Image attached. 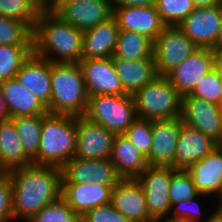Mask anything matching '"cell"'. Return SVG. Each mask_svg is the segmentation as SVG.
Masks as SVG:
<instances>
[{"label": "cell", "mask_w": 222, "mask_h": 222, "mask_svg": "<svg viewBox=\"0 0 222 222\" xmlns=\"http://www.w3.org/2000/svg\"><path fill=\"white\" fill-rule=\"evenodd\" d=\"M12 182L14 220L27 222L44 206L62 197V170L30 164L8 172Z\"/></svg>", "instance_id": "obj_1"}, {"label": "cell", "mask_w": 222, "mask_h": 222, "mask_svg": "<svg viewBox=\"0 0 222 222\" xmlns=\"http://www.w3.org/2000/svg\"><path fill=\"white\" fill-rule=\"evenodd\" d=\"M83 31L63 21L53 11H41L33 28V53L52 63H79Z\"/></svg>", "instance_id": "obj_2"}, {"label": "cell", "mask_w": 222, "mask_h": 222, "mask_svg": "<svg viewBox=\"0 0 222 222\" xmlns=\"http://www.w3.org/2000/svg\"><path fill=\"white\" fill-rule=\"evenodd\" d=\"M76 144V116L52 113L42 115L38 165L61 168L74 157Z\"/></svg>", "instance_id": "obj_3"}, {"label": "cell", "mask_w": 222, "mask_h": 222, "mask_svg": "<svg viewBox=\"0 0 222 222\" xmlns=\"http://www.w3.org/2000/svg\"><path fill=\"white\" fill-rule=\"evenodd\" d=\"M48 113L84 116L88 93L79 63H52Z\"/></svg>", "instance_id": "obj_4"}, {"label": "cell", "mask_w": 222, "mask_h": 222, "mask_svg": "<svg viewBox=\"0 0 222 222\" xmlns=\"http://www.w3.org/2000/svg\"><path fill=\"white\" fill-rule=\"evenodd\" d=\"M137 118L170 120L181 117L182 96L167 79L157 76L134 95Z\"/></svg>", "instance_id": "obj_5"}, {"label": "cell", "mask_w": 222, "mask_h": 222, "mask_svg": "<svg viewBox=\"0 0 222 222\" xmlns=\"http://www.w3.org/2000/svg\"><path fill=\"white\" fill-rule=\"evenodd\" d=\"M84 117L122 135L137 119L133 95L90 96Z\"/></svg>", "instance_id": "obj_6"}, {"label": "cell", "mask_w": 222, "mask_h": 222, "mask_svg": "<svg viewBox=\"0 0 222 222\" xmlns=\"http://www.w3.org/2000/svg\"><path fill=\"white\" fill-rule=\"evenodd\" d=\"M196 48L198 47L178 26H166L153 45L158 76H166Z\"/></svg>", "instance_id": "obj_7"}, {"label": "cell", "mask_w": 222, "mask_h": 222, "mask_svg": "<svg viewBox=\"0 0 222 222\" xmlns=\"http://www.w3.org/2000/svg\"><path fill=\"white\" fill-rule=\"evenodd\" d=\"M176 171L173 167L148 166L135 178L144 191L148 212L154 220L167 218L171 207L169 188Z\"/></svg>", "instance_id": "obj_8"}, {"label": "cell", "mask_w": 222, "mask_h": 222, "mask_svg": "<svg viewBox=\"0 0 222 222\" xmlns=\"http://www.w3.org/2000/svg\"><path fill=\"white\" fill-rule=\"evenodd\" d=\"M181 119L183 124L199 130L218 145L222 141V108L214 103L192 97L182 96Z\"/></svg>", "instance_id": "obj_9"}, {"label": "cell", "mask_w": 222, "mask_h": 222, "mask_svg": "<svg viewBox=\"0 0 222 222\" xmlns=\"http://www.w3.org/2000/svg\"><path fill=\"white\" fill-rule=\"evenodd\" d=\"M217 53L210 48H196L166 77L181 96L190 94L204 75L214 69Z\"/></svg>", "instance_id": "obj_10"}, {"label": "cell", "mask_w": 222, "mask_h": 222, "mask_svg": "<svg viewBox=\"0 0 222 222\" xmlns=\"http://www.w3.org/2000/svg\"><path fill=\"white\" fill-rule=\"evenodd\" d=\"M53 12L81 31L94 28L113 17L111 0L61 2Z\"/></svg>", "instance_id": "obj_11"}, {"label": "cell", "mask_w": 222, "mask_h": 222, "mask_svg": "<svg viewBox=\"0 0 222 222\" xmlns=\"http://www.w3.org/2000/svg\"><path fill=\"white\" fill-rule=\"evenodd\" d=\"M221 24V5L195 8L179 25L198 48L216 52V42Z\"/></svg>", "instance_id": "obj_12"}, {"label": "cell", "mask_w": 222, "mask_h": 222, "mask_svg": "<svg viewBox=\"0 0 222 222\" xmlns=\"http://www.w3.org/2000/svg\"><path fill=\"white\" fill-rule=\"evenodd\" d=\"M115 134L104 126L77 117V144L74 157L88 160L109 159Z\"/></svg>", "instance_id": "obj_13"}, {"label": "cell", "mask_w": 222, "mask_h": 222, "mask_svg": "<svg viewBox=\"0 0 222 222\" xmlns=\"http://www.w3.org/2000/svg\"><path fill=\"white\" fill-rule=\"evenodd\" d=\"M61 170L62 183L116 185L122 179L110 159L88 160L73 157Z\"/></svg>", "instance_id": "obj_14"}, {"label": "cell", "mask_w": 222, "mask_h": 222, "mask_svg": "<svg viewBox=\"0 0 222 222\" xmlns=\"http://www.w3.org/2000/svg\"><path fill=\"white\" fill-rule=\"evenodd\" d=\"M88 96L124 95L121 80L116 73L113 57L80 60Z\"/></svg>", "instance_id": "obj_15"}, {"label": "cell", "mask_w": 222, "mask_h": 222, "mask_svg": "<svg viewBox=\"0 0 222 222\" xmlns=\"http://www.w3.org/2000/svg\"><path fill=\"white\" fill-rule=\"evenodd\" d=\"M183 125L181 117L153 120L152 147L146 158L148 166L173 167L178 138Z\"/></svg>", "instance_id": "obj_16"}, {"label": "cell", "mask_w": 222, "mask_h": 222, "mask_svg": "<svg viewBox=\"0 0 222 222\" xmlns=\"http://www.w3.org/2000/svg\"><path fill=\"white\" fill-rule=\"evenodd\" d=\"M112 206L131 222H153L140 183L135 178H122L111 193Z\"/></svg>", "instance_id": "obj_17"}, {"label": "cell", "mask_w": 222, "mask_h": 222, "mask_svg": "<svg viewBox=\"0 0 222 222\" xmlns=\"http://www.w3.org/2000/svg\"><path fill=\"white\" fill-rule=\"evenodd\" d=\"M51 68V61L32 52L15 76L20 85L31 91L46 108L51 100Z\"/></svg>", "instance_id": "obj_18"}, {"label": "cell", "mask_w": 222, "mask_h": 222, "mask_svg": "<svg viewBox=\"0 0 222 222\" xmlns=\"http://www.w3.org/2000/svg\"><path fill=\"white\" fill-rule=\"evenodd\" d=\"M113 17L117 20L119 30L140 33L153 42L166 27L155 6L114 8Z\"/></svg>", "instance_id": "obj_19"}, {"label": "cell", "mask_w": 222, "mask_h": 222, "mask_svg": "<svg viewBox=\"0 0 222 222\" xmlns=\"http://www.w3.org/2000/svg\"><path fill=\"white\" fill-rule=\"evenodd\" d=\"M115 185L98 183H62V198L81 216L89 210L111 203L112 188Z\"/></svg>", "instance_id": "obj_20"}, {"label": "cell", "mask_w": 222, "mask_h": 222, "mask_svg": "<svg viewBox=\"0 0 222 222\" xmlns=\"http://www.w3.org/2000/svg\"><path fill=\"white\" fill-rule=\"evenodd\" d=\"M219 145L199 130L185 124L181 127L175 153V169L187 170L195 162L206 157Z\"/></svg>", "instance_id": "obj_21"}, {"label": "cell", "mask_w": 222, "mask_h": 222, "mask_svg": "<svg viewBox=\"0 0 222 222\" xmlns=\"http://www.w3.org/2000/svg\"><path fill=\"white\" fill-rule=\"evenodd\" d=\"M186 171L200 194L217 198L222 188V147L218 146Z\"/></svg>", "instance_id": "obj_22"}, {"label": "cell", "mask_w": 222, "mask_h": 222, "mask_svg": "<svg viewBox=\"0 0 222 222\" xmlns=\"http://www.w3.org/2000/svg\"><path fill=\"white\" fill-rule=\"evenodd\" d=\"M118 33L119 27L114 17L94 28L83 31L81 60L113 57Z\"/></svg>", "instance_id": "obj_23"}, {"label": "cell", "mask_w": 222, "mask_h": 222, "mask_svg": "<svg viewBox=\"0 0 222 222\" xmlns=\"http://www.w3.org/2000/svg\"><path fill=\"white\" fill-rule=\"evenodd\" d=\"M0 86L10 118L48 113L47 108L39 99L20 85L16 78L2 81Z\"/></svg>", "instance_id": "obj_24"}, {"label": "cell", "mask_w": 222, "mask_h": 222, "mask_svg": "<svg viewBox=\"0 0 222 222\" xmlns=\"http://www.w3.org/2000/svg\"><path fill=\"white\" fill-rule=\"evenodd\" d=\"M113 60L116 73L126 94L134 95L158 76L154 57L138 60Z\"/></svg>", "instance_id": "obj_25"}, {"label": "cell", "mask_w": 222, "mask_h": 222, "mask_svg": "<svg viewBox=\"0 0 222 222\" xmlns=\"http://www.w3.org/2000/svg\"><path fill=\"white\" fill-rule=\"evenodd\" d=\"M122 178H136L148 163L136 147L123 135H115L109 158Z\"/></svg>", "instance_id": "obj_26"}, {"label": "cell", "mask_w": 222, "mask_h": 222, "mask_svg": "<svg viewBox=\"0 0 222 222\" xmlns=\"http://www.w3.org/2000/svg\"><path fill=\"white\" fill-rule=\"evenodd\" d=\"M0 161L8 172L33 164L24 152L11 118L0 121Z\"/></svg>", "instance_id": "obj_27"}, {"label": "cell", "mask_w": 222, "mask_h": 222, "mask_svg": "<svg viewBox=\"0 0 222 222\" xmlns=\"http://www.w3.org/2000/svg\"><path fill=\"white\" fill-rule=\"evenodd\" d=\"M154 42L140 33L119 30L113 59L138 60L154 57Z\"/></svg>", "instance_id": "obj_28"}, {"label": "cell", "mask_w": 222, "mask_h": 222, "mask_svg": "<svg viewBox=\"0 0 222 222\" xmlns=\"http://www.w3.org/2000/svg\"><path fill=\"white\" fill-rule=\"evenodd\" d=\"M19 135L25 154L38 165L42 115L18 116L11 118Z\"/></svg>", "instance_id": "obj_29"}, {"label": "cell", "mask_w": 222, "mask_h": 222, "mask_svg": "<svg viewBox=\"0 0 222 222\" xmlns=\"http://www.w3.org/2000/svg\"><path fill=\"white\" fill-rule=\"evenodd\" d=\"M32 52V45H0V82L15 78Z\"/></svg>", "instance_id": "obj_30"}, {"label": "cell", "mask_w": 222, "mask_h": 222, "mask_svg": "<svg viewBox=\"0 0 222 222\" xmlns=\"http://www.w3.org/2000/svg\"><path fill=\"white\" fill-rule=\"evenodd\" d=\"M32 36L26 23L0 15V45H32Z\"/></svg>", "instance_id": "obj_31"}, {"label": "cell", "mask_w": 222, "mask_h": 222, "mask_svg": "<svg viewBox=\"0 0 222 222\" xmlns=\"http://www.w3.org/2000/svg\"><path fill=\"white\" fill-rule=\"evenodd\" d=\"M155 8L166 26H178L196 7L193 0H155Z\"/></svg>", "instance_id": "obj_32"}, {"label": "cell", "mask_w": 222, "mask_h": 222, "mask_svg": "<svg viewBox=\"0 0 222 222\" xmlns=\"http://www.w3.org/2000/svg\"><path fill=\"white\" fill-rule=\"evenodd\" d=\"M40 12L31 0H0V15L20 20L32 30Z\"/></svg>", "instance_id": "obj_33"}, {"label": "cell", "mask_w": 222, "mask_h": 222, "mask_svg": "<svg viewBox=\"0 0 222 222\" xmlns=\"http://www.w3.org/2000/svg\"><path fill=\"white\" fill-rule=\"evenodd\" d=\"M27 222H82V216L75 212L61 197L44 206Z\"/></svg>", "instance_id": "obj_34"}, {"label": "cell", "mask_w": 222, "mask_h": 222, "mask_svg": "<svg viewBox=\"0 0 222 222\" xmlns=\"http://www.w3.org/2000/svg\"><path fill=\"white\" fill-rule=\"evenodd\" d=\"M152 128L153 120L137 118L122 135L147 158L153 143Z\"/></svg>", "instance_id": "obj_35"}, {"label": "cell", "mask_w": 222, "mask_h": 222, "mask_svg": "<svg viewBox=\"0 0 222 222\" xmlns=\"http://www.w3.org/2000/svg\"><path fill=\"white\" fill-rule=\"evenodd\" d=\"M198 194L191 175L186 170H177L172 175L169 188L170 204L189 200Z\"/></svg>", "instance_id": "obj_36"}, {"label": "cell", "mask_w": 222, "mask_h": 222, "mask_svg": "<svg viewBox=\"0 0 222 222\" xmlns=\"http://www.w3.org/2000/svg\"><path fill=\"white\" fill-rule=\"evenodd\" d=\"M206 196L207 195L199 193L189 200L171 204L167 218L183 222H203L206 218L202 219V207L197 200L199 197L202 198Z\"/></svg>", "instance_id": "obj_37"}, {"label": "cell", "mask_w": 222, "mask_h": 222, "mask_svg": "<svg viewBox=\"0 0 222 222\" xmlns=\"http://www.w3.org/2000/svg\"><path fill=\"white\" fill-rule=\"evenodd\" d=\"M221 86L222 81L218 72L214 68L208 74L203 76L201 81L189 95L219 105Z\"/></svg>", "instance_id": "obj_38"}, {"label": "cell", "mask_w": 222, "mask_h": 222, "mask_svg": "<svg viewBox=\"0 0 222 222\" xmlns=\"http://www.w3.org/2000/svg\"><path fill=\"white\" fill-rule=\"evenodd\" d=\"M82 222H131L119 213L111 203L97 206L82 216Z\"/></svg>", "instance_id": "obj_39"}, {"label": "cell", "mask_w": 222, "mask_h": 222, "mask_svg": "<svg viewBox=\"0 0 222 222\" xmlns=\"http://www.w3.org/2000/svg\"><path fill=\"white\" fill-rule=\"evenodd\" d=\"M12 182L9 174L0 176V222H12Z\"/></svg>", "instance_id": "obj_40"}, {"label": "cell", "mask_w": 222, "mask_h": 222, "mask_svg": "<svg viewBox=\"0 0 222 222\" xmlns=\"http://www.w3.org/2000/svg\"><path fill=\"white\" fill-rule=\"evenodd\" d=\"M112 9L118 7H146L155 6V0H111Z\"/></svg>", "instance_id": "obj_41"}, {"label": "cell", "mask_w": 222, "mask_h": 222, "mask_svg": "<svg viewBox=\"0 0 222 222\" xmlns=\"http://www.w3.org/2000/svg\"><path fill=\"white\" fill-rule=\"evenodd\" d=\"M63 0H38L41 11H53Z\"/></svg>", "instance_id": "obj_42"}, {"label": "cell", "mask_w": 222, "mask_h": 222, "mask_svg": "<svg viewBox=\"0 0 222 222\" xmlns=\"http://www.w3.org/2000/svg\"><path fill=\"white\" fill-rule=\"evenodd\" d=\"M193 3L196 8H206L221 5L222 0H193Z\"/></svg>", "instance_id": "obj_43"}, {"label": "cell", "mask_w": 222, "mask_h": 222, "mask_svg": "<svg viewBox=\"0 0 222 222\" xmlns=\"http://www.w3.org/2000/svg\"><path fill=\"white\" fill-rule=\"evenodd\" d=\"M10 119L9 112L7 110L5 100L3 97V92L0 86V121Z\"/></svg>", "instance_id": "obj_44"}, {"label": "cell", "mask_w": 222, "mask_h": 222, "mask_svg": "<svg viewBox=\"0 0 222 222\" xmlns=\"http://www.w3.org/2000/svg\"><path fill=\"white\" fill-rule=\"evenodd\" d=\"M213 211L211 216L207 215L208 217L203 222H222V208L216 206V209Z\"/></svg>", "instance_id": "obj_45"}, {"label": "cell", "mask_w": 222, "mask_h": 222, "mask_svg": "<svg viewBox=\"0 0 222 222\" xmlns=\"http://www.w3.org/2000/svg\"><path fill=\"white\" fill-rule=\"evenodd\" d=\"M216 53L217 54L222 53V4H221V24L216 42Z\"/></svg>", "instance_id": "obj_46"}, {"label": "cell", "mask_w": 222, "mask_h": 222, "mask_svg": "<svg viewBox=\"0 0 222 222\" xmlns=\"http://www.w3.org/2000/svg\"><path fill=\"white\" fill-rule=\"evenodd\" d=\"M214 68L219 74V77L222 81V53L217 54L216 60H215V65Z\"/></svg>", "instance_id": "obj_47"}, {"label": "cell", "mask_w": 222, "mask_h": 222, "mask_svg": "<svg viewBox=\"0 0 222 222\" xmlns=\"http://www.w3.org/2000/svg\"><path fill=\"white\" fill-rule=\"evenodd\" d=\"M153 222H183L180 220H173L168 218L155 219Z\"/></svg>", "instance_id": "obj_48"}, {"label": "cell", "mask_w": 222, "mask_h": 222, "mask_svg": "<svg viewBox=\"0 0 222 222\" xmlns=\"http://www.w3.org/2000/svg\"><path fill=\"white\" fill-rule=\"evenodd\" d=\"M8 171L3 167L1 161H0V176L7 174Z\"/></svg>", "instance_id": "obj_49"}, {"label": "cell", "mask_w": 222, "mask_h": 222, "mask_svg": "<svg viewBox=\"0 0 222 222\" xmlns=\"http://www.w3.org/2000/svg\"><path fill=\"white\" fill-rule=\"evenodd\" d=\"M218 207H221L222 208V188H221V190H220V193H219V195H218Z\"/></svg>", "instance_id": "obj_50"}, {"label": "cell", "mask_w": 222, "mask_h": 222, "mask_svg": "<svg viewBox=\"0 0 222 222\" xmlns=\"http://www.w3.org/2000/svg\"><path fill=\"white\" fill-rule=\"evenodd\" d=\"M219 106L222 108V86H221L220 95H219Z\"/></svg>", "instance_id": "obj_51"}, {"label": "cell", "mask_w": 222, "mask_h": 222, "mask_svg": "<svg viewBox=\"0 0 222 222\" xmlns=\"http://www.w3.org/2000/svg\"><path fill=\"white\" fill-rule=\"evenodd\" d=\"M74 1H83V0H63L62 2H74Z\"/></svg>", "instance_id": "obj_52"}, {"label": "cell", "mask_w": 222, "mask_h": 222, "mask_svg": "<svg viewBox=\"0 0 222 222\" xmlns=\"http://www.w3.org/2000/svg\"><path fill=\"white\" fill-rule=\"evenodd\" d=\"M38 7V0H31Z\"/></svg>", "instance_id": "obj_53"}]
</instances>
